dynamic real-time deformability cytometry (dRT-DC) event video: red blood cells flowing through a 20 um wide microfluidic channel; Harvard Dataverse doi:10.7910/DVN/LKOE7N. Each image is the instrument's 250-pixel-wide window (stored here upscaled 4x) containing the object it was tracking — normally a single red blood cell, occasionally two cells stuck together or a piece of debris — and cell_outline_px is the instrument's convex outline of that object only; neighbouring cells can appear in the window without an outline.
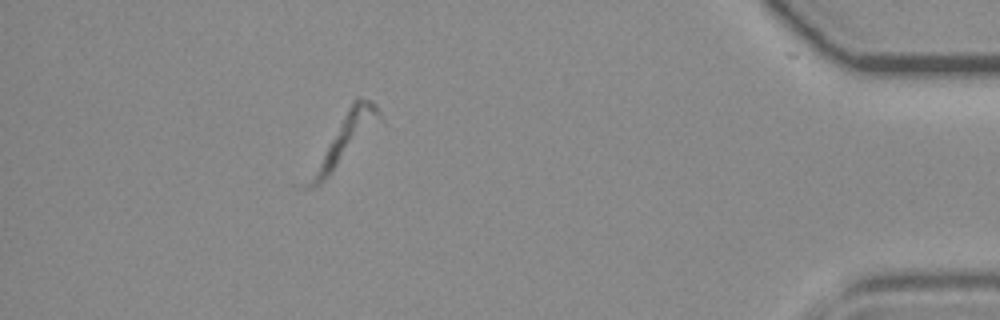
{"species": "common noctule bat (a hibernating species)", "species_latin": "Nyctalus noctula", "temperature_condition": "room temperature", "stored_images_in_passage": 43, "segment_of_instrument_passage": [2, 2], "camera_frame_rate_fps": 3000, "um_per_image_px": 0.085, "animal": {"sex": "female", "body_mass_g": 19.3, "forearm_length_mm": 54.1}, "frame": {"image": 1, "passage_image": 37, "time_ms": 12.0, "image_size_px": [1000, 320], "cell_outline_px": [[380, 116], [328, 176], [320, 184], [308, 188], [308, 184], [352, 100], [356, 96], [372, 100], [376, 104], [380, 112]], "centroid_in_image_um": [29.44, 11.6], "position_along_channel_um": 405.8, "area_um2": 16.01}}